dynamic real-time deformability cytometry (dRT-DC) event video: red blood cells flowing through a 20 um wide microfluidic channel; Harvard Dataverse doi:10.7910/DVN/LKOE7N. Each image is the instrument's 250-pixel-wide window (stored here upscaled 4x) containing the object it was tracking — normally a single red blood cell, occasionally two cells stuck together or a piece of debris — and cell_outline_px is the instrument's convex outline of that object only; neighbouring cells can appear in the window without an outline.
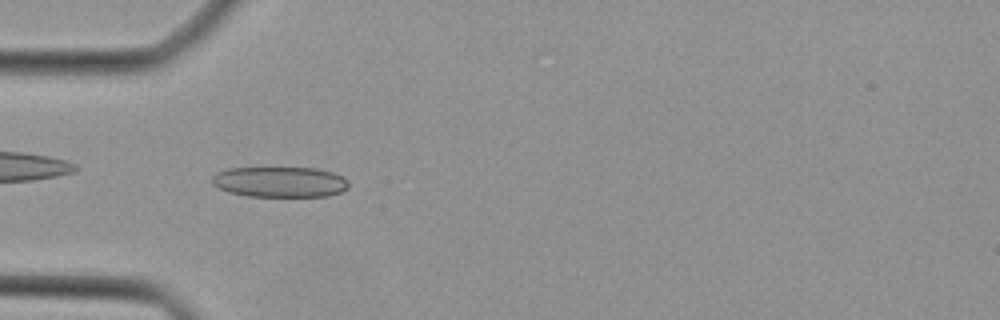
{"species": "Egyptian fruit bat (a non-hibernating species)", "species_latin": "Rousettus aegyptiacus", "temperature_condition": "cold", "stored_images_in_passage": 32, "camera_frame_rate_fps": 3000, "um_per_image_px": 0.085, "animal": {"sex": "female"}, "frame": {"image": 1, "passage_image": 2, "time_ms": 0.333, "image_size_px": [1000, 320], "cell_outline_px": [[348, 188], [340, 192], [328, 196], [248, 196], [228, 192], [212, 184], [212, 176], [216, 172], [228, 168], [316, 168], [332, 172], [344, 176], [348, 180]], "centroid_in_image_um": [23.8, 15.46], "position_along_channel_um": 61.2, "area_um2": 24.39}}
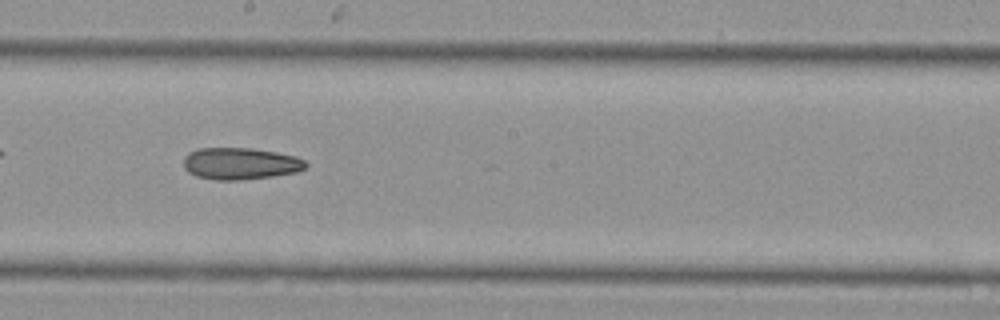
{"frame": {"image": 2, "passage_image": 13, "time_ms": 4.0, "image_size_px": [1000, 320], "cell_outline_px": [[308, 164], [304, 168], [296, 172], [272, 176], [240, 180], [216, 180], [196, 176], [188, 172], [184, 168], [184, 156], [188, 152], [200, 148], [252, 148], [276, 152], [296, 156], [304, 160]], "centroid_in_image_um": [20.41, 13.9], "position_along_channel_um": 227.8, "area_um2": 22.72}}
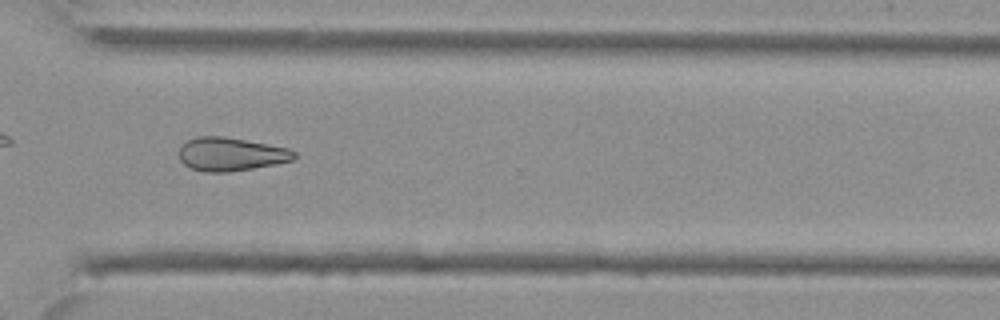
{"frame": {"image": 3, "passage_image": 21, "time_ms": 6.667, "image_size_px": [1000, 320], "cell_outline_px": [[296, 156], [292, 160], [276, 164], [228, 172], [204, 172], [192, 168], [184, 164], [180, 160], [180, 144], [196, 136], [224, 136], [288, 148], [296, 152]], "centroid_in_image_um": [19.6, 13.1], "position_along_channel_um": 351.0, "area_um2": 22.37}}